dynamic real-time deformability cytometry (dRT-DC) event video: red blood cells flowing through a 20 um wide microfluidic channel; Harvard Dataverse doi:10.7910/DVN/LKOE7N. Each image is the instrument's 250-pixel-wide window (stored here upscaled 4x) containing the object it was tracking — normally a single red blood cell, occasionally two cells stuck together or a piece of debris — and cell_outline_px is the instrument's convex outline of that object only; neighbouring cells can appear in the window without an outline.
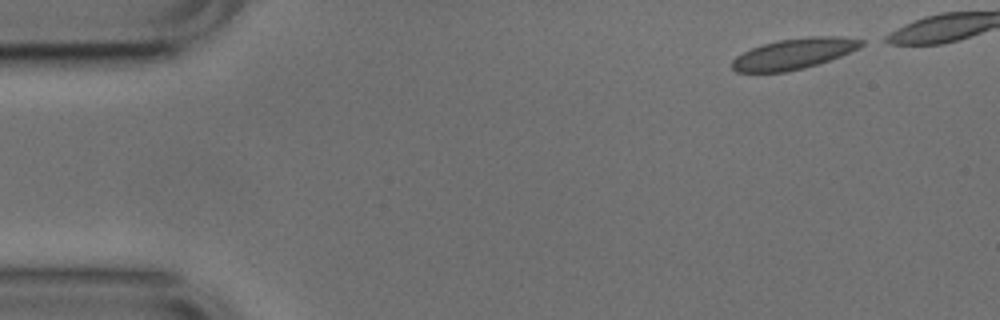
{"species": "common noctule bat (a hibernating species)", "species_latin": "Nyctalus noctula", "temperature_condition": "cold", "stored_images_in_passage": 26, "camera_frame_rate_fps": 3000, "um_per_image_px": 0.085, "animal": {"sex": "male", "body_mass_g": 17.9, "forearm_length_mm": 54.2}, "frame": {"image": 1, "passage_image": 1, "time_ms": 0.0, "image_size_px": [1000, 320], "cell_outline_px": [[864, 44], [860, 48], [840, 56], [804, 68], [788, 72], [736, 72], [732, 68], [732, 60], [736, 56], [752, 48], [764, 44], [780, 40], [808, 36], [840, 36], [864, 40]], "centroid_in_image_um": [67.5, 4.56], "position_along_channel_um": 17.5, "area_um2": 23.0}}